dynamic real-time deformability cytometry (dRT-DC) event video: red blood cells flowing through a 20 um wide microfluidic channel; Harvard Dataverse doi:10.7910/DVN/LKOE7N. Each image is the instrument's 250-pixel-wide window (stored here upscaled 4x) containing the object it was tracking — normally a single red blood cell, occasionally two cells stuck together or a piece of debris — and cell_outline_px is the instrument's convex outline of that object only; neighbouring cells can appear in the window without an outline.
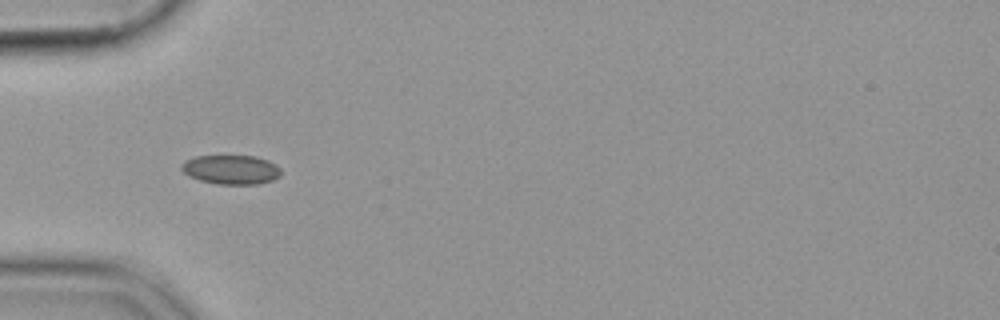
{"species": "common noctule bat (a hibernating species)", "species_latin": "Nyctalus noctula", "temperature_condition": "cold", "stored_images_in_passage": 38, "camera_frame_rate_fps": 3000, "um_per_image_px": 0.085, "animal": {"sex": "female", "body_mass_g": 19.9}, "frame": {"image": 1, "passage_image": 1, "time_ms": 0.0, "image_size_px": [1000, 320], "cell_outline_px": [[280, 176], [272, 180], [260, 184], [216, 184], [200, 180], [188, 176], [180, 168], [180, 164], [184, 160], [196, 156], [256, 156], [268, 160], [276, 164], [280, 168]], "centroid_in_image_um": [19.63, 14.41], "position_along_channel_um": 65.4, "area_um2": 17.11}}
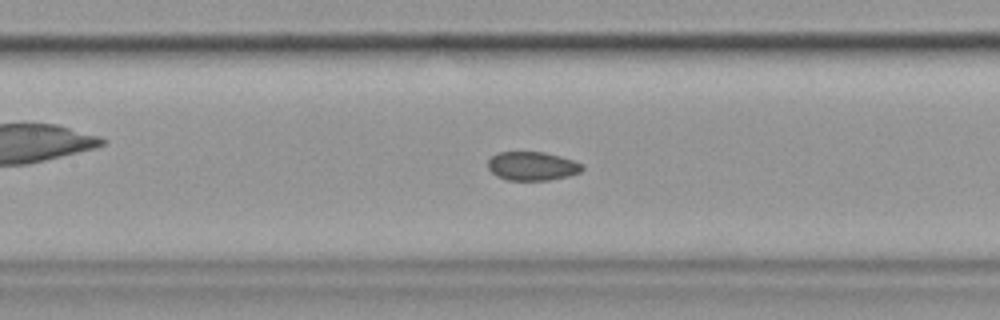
{"frame": {"image": 2, "passage_image": 9, "time_ms": 2.667, "image_size_px": [1000, 320], "cell_outline_px": [[584, 168], [580, 172], [568, 176], [548, 180], [508, 180], [496, 176], [488, 168], [488, 160], [496, 152], [544, 152], [560, 156], [584, 164]], "centroid_in_image_um": [45.24, 14.11], "position_along_channel_um": 162.2, "area_um2": 15.84}}
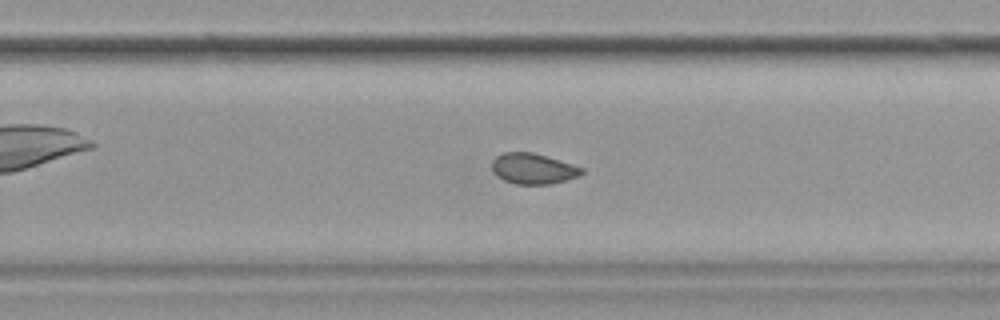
{"frame": {"image": 3, "passage_image": 19, "time_ms": 6.0, "image_size_px": [1000, 320], "cell_outline_px": [[584, 172], [580, 176], [552, 184], [516, 184], [504, 180], [496, 176], [492, 168], [492, 160], [496, 156], [504, 152], [532, 152], [572, 164], [584, 168]], "centroid_in_image_um": [45.32, 14.34], "position_along_channel_um": 284.5, "area_um2": 16.07}}